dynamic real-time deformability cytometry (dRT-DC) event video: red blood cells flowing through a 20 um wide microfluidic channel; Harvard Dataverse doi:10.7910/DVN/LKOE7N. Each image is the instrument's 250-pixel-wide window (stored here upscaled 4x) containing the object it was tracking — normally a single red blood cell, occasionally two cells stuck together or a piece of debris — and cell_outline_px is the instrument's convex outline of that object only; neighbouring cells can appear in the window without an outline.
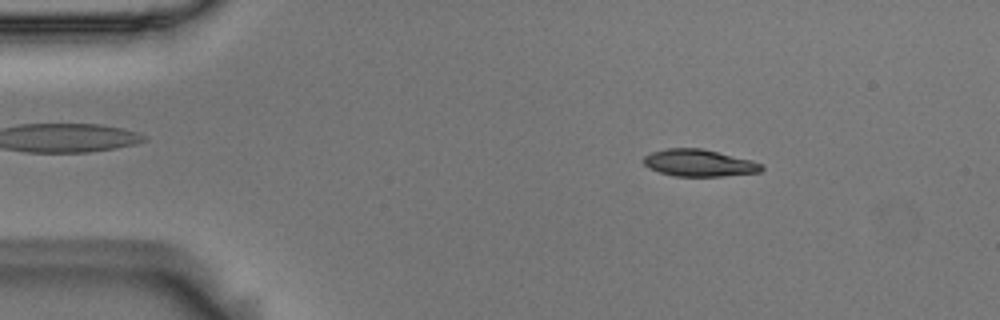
{"species": "Egyptian fruit bat (a non-hibernating species)", "species_latin": "Rousettus aegyptiacus", "temperature_condition": "room temperature", "stored_images_in_passage": 4, "camera_frame_rate_fps": 3000, "um_per_image_px": 0.085, "animal": {"sex": "male"}, "frame": {"image": 1, "passage_image": 2, "time_ms": 0.333, "image_size_px": [1000, 320], "cell_outline_px": [[764, 168], [760, 172], [720, 176], [676, 176], [660, 172], [648, 168], [640, 160], [644, 156], [652, 152], [668, 148], [700, 148], [752, 160], [764, 164]], "centroid_in_image_um": [59.41, 13.85], "position_along_channel_um": 25.6, "area_um2": 18.55}}